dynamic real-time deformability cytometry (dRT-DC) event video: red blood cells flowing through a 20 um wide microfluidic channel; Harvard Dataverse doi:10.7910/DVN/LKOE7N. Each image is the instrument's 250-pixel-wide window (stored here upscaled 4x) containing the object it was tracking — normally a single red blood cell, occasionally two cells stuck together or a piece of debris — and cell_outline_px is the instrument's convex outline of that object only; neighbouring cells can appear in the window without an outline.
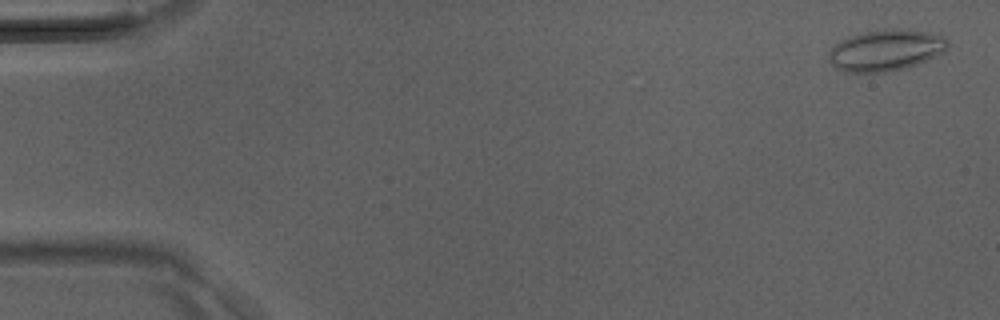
{"species": "Egyptian fruit bat (a non-hibernating species)", "species_latin": "Rousettus aegyptiacus", "temperature_condition": "room temperature", "stored_images_in_passage": 41, "camera_frame_rate_fps": 3000, "um_per_image_px": 0.085, "animal": {"sex": "male"}, "frame": {"image": 1, "passage_image": 2, "time_ms": 0.333, "image_size_px": [1000, 320], "cell_outline_px": [[948, 48], [944, 52], [916, 64], [884, 72], [844, 72], [836, 68], [828, 60], [828, 52], [840, 40], [848, 36], [860, 32], [884, 28], [900, 28], [932, 32], [944, 36], [948, 40]], "centroid_in_image_um": [75.28, 4.23], "position_along_channel_um": 9.7, "area_um2": 28.9}}
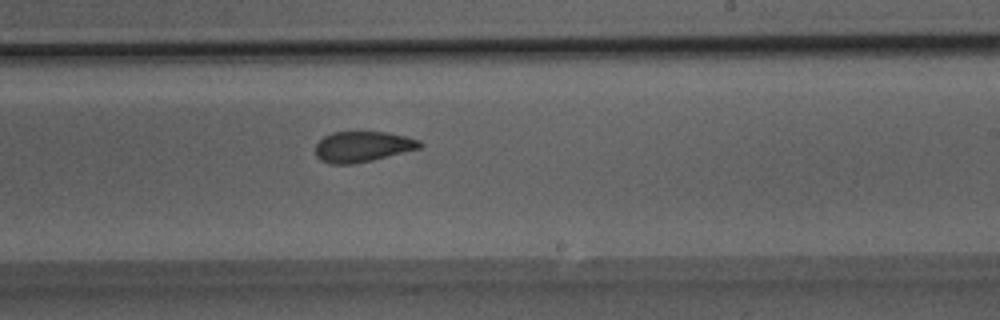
{"frame": {"image": 2, "passage_image": 25, "time_ms": 8.0, "image_size_px": [1000, 320], "cell_outline_px": [[424, 144], [420, 148], [372, 160], [352, 164], [328, 164], [320, 160], [316, 156], [316, 144], [324, 136], [332, 132], [388, 132], [420, 140]], "centroid_in_image_um": [30.81, 12.46], "position_along_channel_um": 258.2, "area_um2": 18.61}}
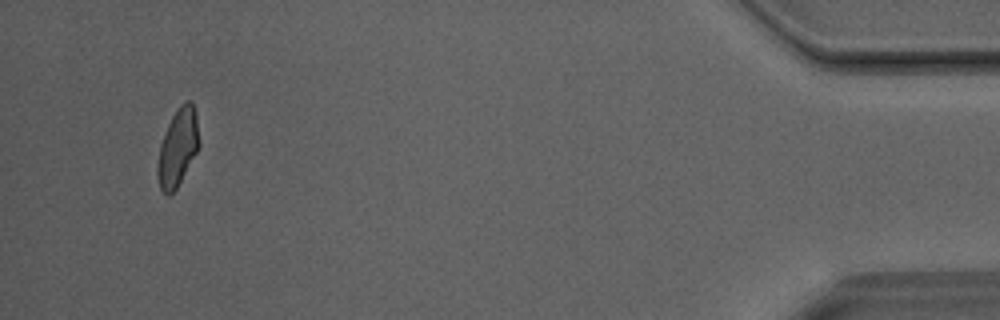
{"frame": {"image": 3, "passage_image": 39, "time_ms": 12.667, "image_size_px": [1000, 320], "cell_outline_px": [[200, 144], [196, 152], [176, 188], [168, 196], [160, 188], [156, 172], [156, 168], [160, 144], [164, 132], [172, 116], [180, 104], [184, 100], [192, 100], [196, 112]], "centroid_in_image_um": [15.1, 12.48], "position_along_channel_um": 420.1, "area_um2": 18.73}}